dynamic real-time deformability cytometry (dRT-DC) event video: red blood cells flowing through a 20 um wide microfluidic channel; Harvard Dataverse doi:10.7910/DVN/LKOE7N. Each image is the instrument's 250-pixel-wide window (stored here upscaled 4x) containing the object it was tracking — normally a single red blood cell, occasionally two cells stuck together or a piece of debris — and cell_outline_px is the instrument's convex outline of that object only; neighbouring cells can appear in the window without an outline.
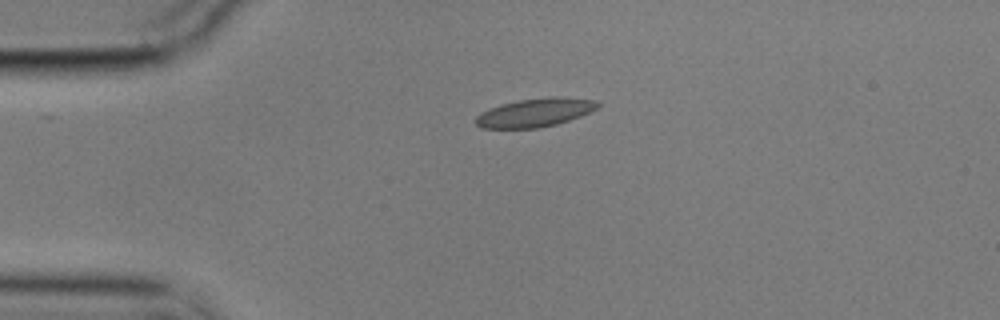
{"species": "common noctule bat (a hibernating species)", "species_latin": "Nyctalus noctula", "temperature_condition": "cold", "stored_images_in_passage": 45, "camera_frame_rate_fps": 3000, "um_per_image_px": 0.085, "animal": {"sex": "male", "body_mass_g": 17.9}, "frame": {"image": 1, "passage_image": 1, "time_ms": 0.0, "image_size_px": [1000, 320], "cell_outline_px": [[600, 104], [596, 108], [580, 116], [556, 124], [540, 128], [480, 128], [476, 124], [476, 116], [480, 112], [488, 108], [500, 104], [520, 100], [552, 96], [556, 96], [596, 100]], "centroid_in_image_um": [45.44, 9.57], "position_along_channel_um": 39.6, "area_um2": 20.23}}
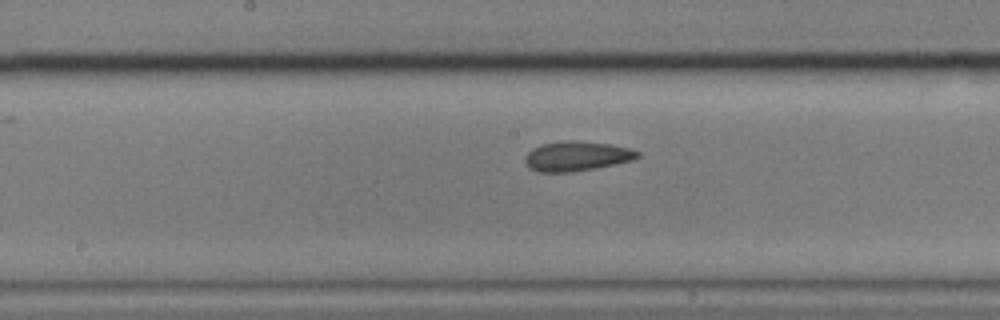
{"frame": {"image": 2, "passage_image": 17, "time_ms": 5.333, "image_size_px": [1000, 320], "cell_outline_px": [[640, 156], [632, 160], [592, 168], [568, 172], [536, 172], [528, 168], [524, 160], [524, 156], [532, 148], [544, 144], [564, 140], [576, 140], [608, 144], [628, 148], [640, 152]], "centroid_in_image_um": [48.95, 13.27], "position_along_channel_um": 199.2, "area_um2": 19.31}}
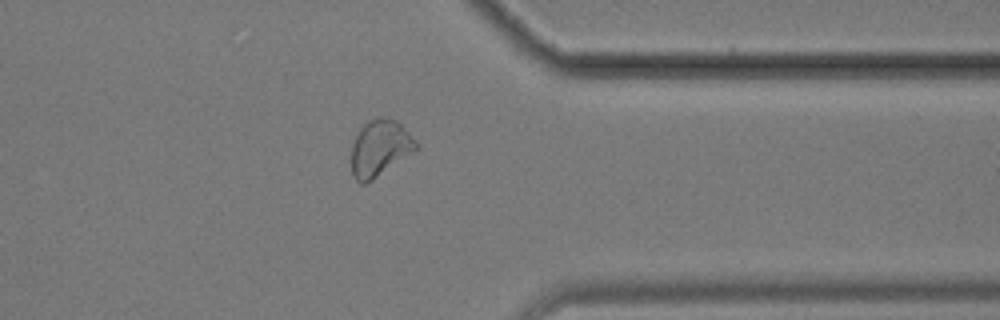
{"frame": {"image": 3, "passage_image": 33, "time_ms": 10.667, "image_size_px": [1000, 320], "cell_outline_px": [[420, 148], [372, 180], [364, 184], [360, 184], [352, 176], [352, 144], [356, 132], [368, 120], [380, 116], [396, 120], [420, 144]], "centroid_in_image_um": [32.29, 12.58], "position_along_channel_um": 379.1, "area_um2": 21.44}, "authors_computed_cell_mechanics": {"area_um2": 19.8254, "velocity_mm_per_s": 3.5106, "shape_relaxation_time_tau1_ms": null, "shape_relaxation_time_tau2_ms": 1.928, "deformation_change_tau1": null, "deformation_change_tau2": 0.0612}}